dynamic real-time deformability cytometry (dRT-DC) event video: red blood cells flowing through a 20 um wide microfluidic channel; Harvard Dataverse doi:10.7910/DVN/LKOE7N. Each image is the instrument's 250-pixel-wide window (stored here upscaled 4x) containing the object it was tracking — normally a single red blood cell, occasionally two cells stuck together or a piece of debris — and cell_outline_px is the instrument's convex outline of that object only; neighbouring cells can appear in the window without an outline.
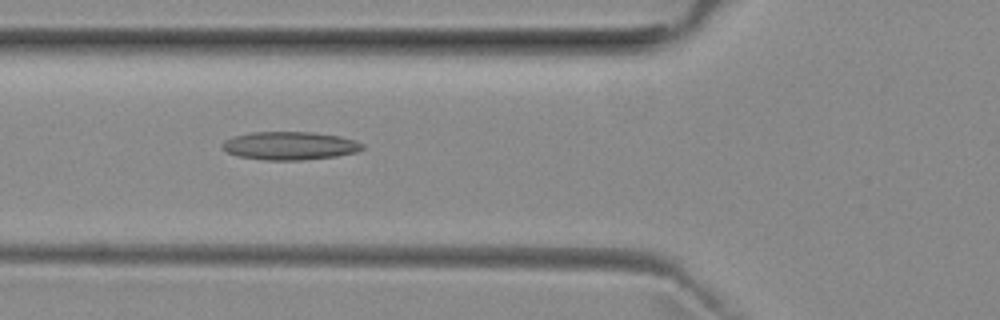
{"species": "common noctule bat (a hibernating species)", "species_latin": "Nyctalus noctula", "temperature_condition": "room temperature", "stored_images_in_passage": 34, "camera_frame_rate_fps": 3000, "um_per_image_px": 0.085, "animal": {"sex": "female", "body_mass_g": 29.2, "forearm_length_mm": 56.3}, "frame": {"image": 1, "passage_image": 3, "time_ms": 0.667, "image_size_px": [1000, 320], "cell_outline_px": [[364, 148], [356, 152], [336, 156], [300, 160], [264, 160], [236, 156], [220, 148], [220, 144], [224, 140], [236, 136], [252, 132], [312, 132], [340, 136], [356, 140], [364, 144]], "centroid_in_image_um": [24.62, 12.39], "position_along_channel_um": 101.2, "area_um2": 23.12}}
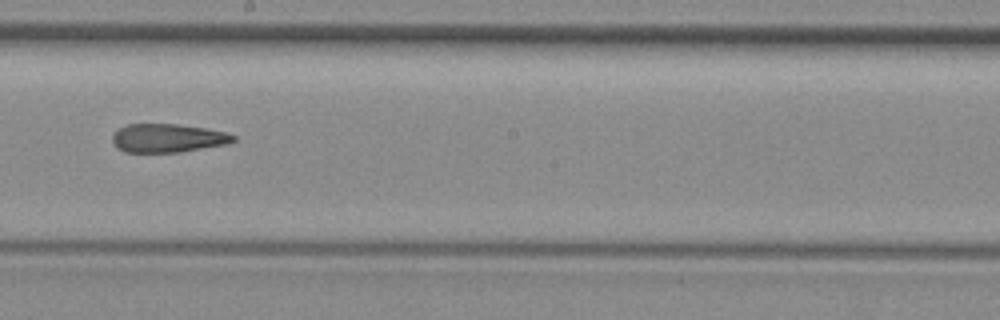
{"frame": {"image": 2, "passage_image": 13, "time_ms": 4.0, "image_size_px": [1000, 320], "cell_outline_px": [[236, 140], [228, 144], [180, 152], [124, 152], [116, 148], [112, 144], [112, 136], [120, 128], [128, 124], [176, 124], [204, 128], [224, 132], [236, 136]], "centroid_in_image_um": [14.24, 11.75], "position_along_channel_um": 234.0, "area_um2": 20.11}}
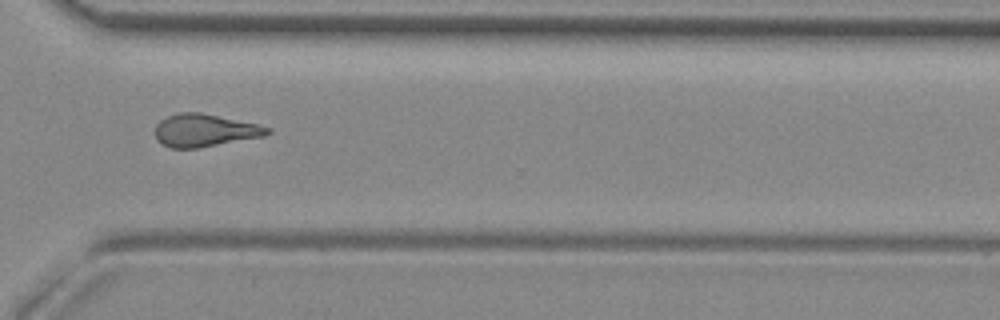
{"frame": {"image": 3, "passage_image": 22, "time_ms": 7.0, "image_size_px": [1000, 320], "cell_outline_px": [[272, 132], [264, 136], [196, 148], [168, 148], [156, 140], [156, 124], [160, 120], [168, 116], [180, 112], [200, 112], [256, 124], [272, 128]], "centroid_in_image_um": [17.38, 11.08], "position_along_channel_um": 353.2, "area_um2": 21.21}}